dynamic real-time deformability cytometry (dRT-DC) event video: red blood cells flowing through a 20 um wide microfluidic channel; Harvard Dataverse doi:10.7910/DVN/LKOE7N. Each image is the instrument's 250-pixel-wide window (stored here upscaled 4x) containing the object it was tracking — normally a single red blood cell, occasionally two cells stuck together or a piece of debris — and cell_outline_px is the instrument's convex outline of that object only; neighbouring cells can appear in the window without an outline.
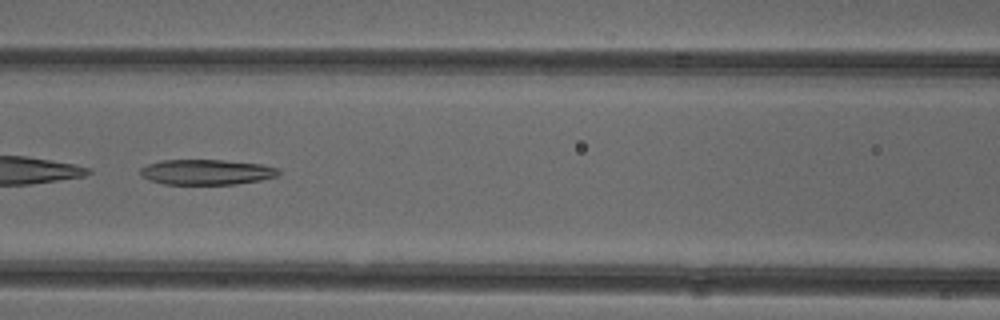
{"species": "common noctule bat (a hibernating species)", "species_latin": "Nyctalus noctula", "temperature_condition": "cold", "stored_images_in_passage": 50, "camera_frame_rate_fps": 3000, "um_per_image_px": 0.085, "animal": {"sex": "female"}, "frame": {"image": 1, "passage_image": 22, "time_ms": 7.0, "image_size_px": [1000, 320], "cell_outline_px": [[280, 176], [260, 180], [236, 184], [164, 184], [148, 180], [140, 176], [140, 168], [148, 164], [160, 160], [224, 160], [260, 164], [280, 168]], "centroid_in_image_um": [17.56, 14.63], "position_along_channel_um": 149.0, "area_um2": 20.58}}